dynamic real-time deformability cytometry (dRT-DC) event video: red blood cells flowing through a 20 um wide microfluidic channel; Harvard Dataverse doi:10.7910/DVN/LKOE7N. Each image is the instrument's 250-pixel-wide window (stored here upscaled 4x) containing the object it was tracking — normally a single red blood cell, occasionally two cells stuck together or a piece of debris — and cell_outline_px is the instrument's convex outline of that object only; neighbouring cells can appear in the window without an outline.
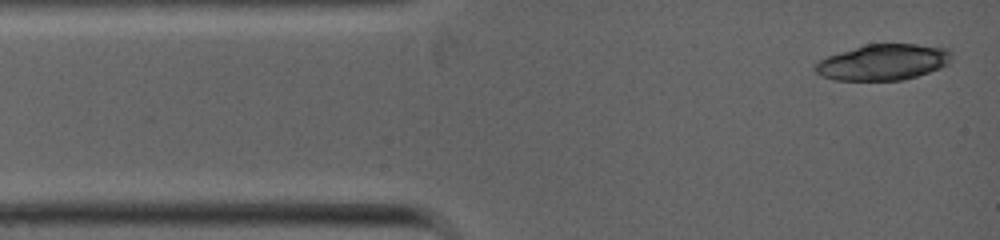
{"species": "common noctule bat (a hibernating species)", "species_latin": "Nyctalus noctula", "temperature_condition": "warm", "stored_images_in_passage": 2, "camera_frame_rate_fps": 5000, "um_per_image_px": 0.085, "animal": {"sex": "female", "body_mass_g": 19.0, "forearm_length_mm": 53.3}, "frame": {"image": 1, "passage_image": 1, "time_ms": 0.0, "image_size_px": [1000, 240], "cell_outline_px": [[952, 56], [948, 64], [940, 68], [904, 80], [832, 80], [820, 76], [816, 72], [816, 64], [820, 60], [828, 56], [864, 44], [916, 44], [948, 48], [952, 52]], "centroid_in_image_um": [75.09, 5.28], "position_along_channel_um": 9.9, "area_um2": 28.55}}